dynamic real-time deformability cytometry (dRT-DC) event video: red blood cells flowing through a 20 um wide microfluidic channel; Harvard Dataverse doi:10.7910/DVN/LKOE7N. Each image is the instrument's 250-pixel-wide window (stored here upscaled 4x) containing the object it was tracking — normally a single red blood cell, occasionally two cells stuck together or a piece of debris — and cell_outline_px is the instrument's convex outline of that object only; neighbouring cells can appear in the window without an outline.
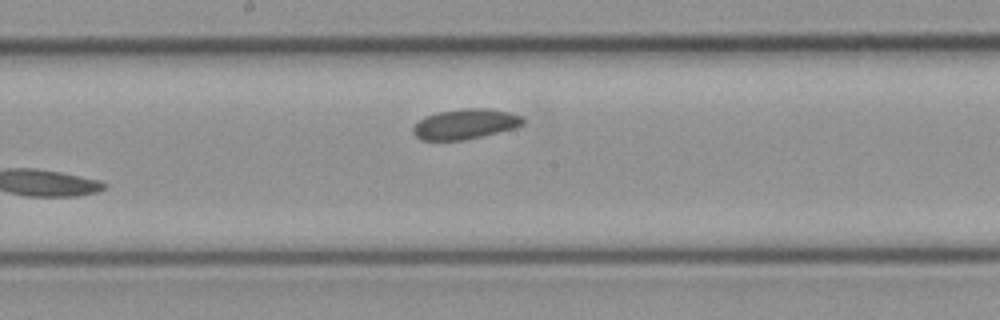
{"species": "common noctule bat (a hibernating species)", "species_latin": "Nyctalus noctula", "temperature_condition": "cold", "stored_images_in_passage": 9, "camera_frame_rate_fps": 3000, "um_per_image_px": 0.085, "animal": {"sex": "female", "body_mass_g": 21.9}, "frame": {"image": 1, "passage_image": 9, "time_ms": 2.667, "image_size_px": [1000, 320], "cell_outline_px": [[524, 124], [516, 128], [464, 140], [420, 140], [412, 132], [412, 128], [424, 116], [436, 112], [464, 108], [488, 108], [508, 112], [524, 116]], "centroid_in_image_um": [39.56, 10.53], "position_along_channel_um": 208.6, "area_um2": 19.48}}